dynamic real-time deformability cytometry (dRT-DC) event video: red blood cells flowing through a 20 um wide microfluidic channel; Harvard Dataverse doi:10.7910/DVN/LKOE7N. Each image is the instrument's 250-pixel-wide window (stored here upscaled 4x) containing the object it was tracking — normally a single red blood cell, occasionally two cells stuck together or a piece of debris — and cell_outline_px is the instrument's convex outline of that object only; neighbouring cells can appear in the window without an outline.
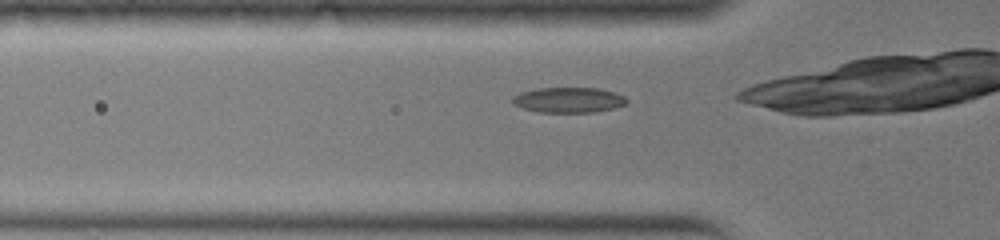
{"species": "common noctule bat (a hibernating species)", "species_latin": "Nyctalus noctula", "temperature_condition": "warm", "stored_images_in_passage": 23, "camera_frame_rate_fps": 3000, "um_per_image_px": 0.085, "animal": {"sex": "female", "body_mass_g": 19.0, "forearm_length_mm": 51.5}, "frame": {"image": 1, "passage_image": 5, "time_ms": 1.333, "image_size_px": [1000, 240], "cell_outline_px": [[628, 100], [624, 104], [612, 108], [592, 112], [536, 112], [512, 104], [512, 96], [520, 92], [536, 88], [600, 88], [624, 96]], "centroid_in_image_um": [48.27, 8.49], "position_along_channel_um": 77.5, "area_um2": 16.76}}
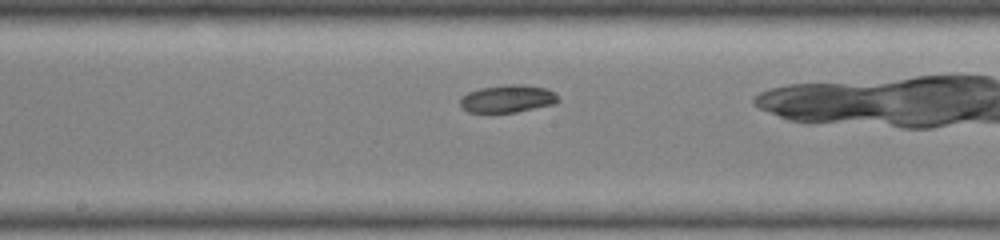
{"frame": {"image": 2, "passage_image": 12, "time_ms": 3.667, "image_size_px": [1000, 240], "cell_outline_px": [[560, 100], [552, 104], [516, 112], [468, 112], [460, 108], [460, 100], [468, 92], [480, 88], [504, 84], [520, 84], [548, 88], [556, 92]], "centroid_in_image_um": [43.15, 8.38], "position_along_channel_um": 205.0, "area_um2": 15.84}}
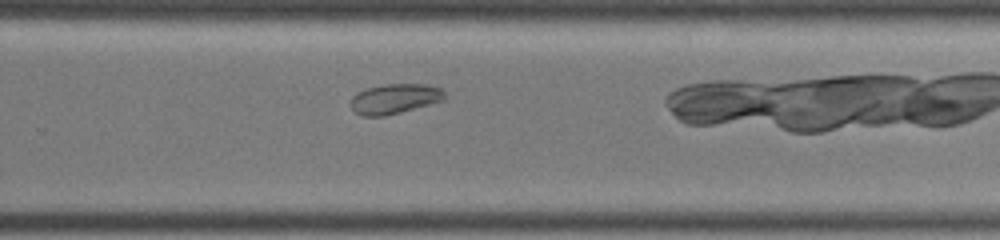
{"frame": {"image": 3, "passage_image": 17, "time_ms": 5.333, "image_size_px": [1000, 240], "cell_outline_px": [[444, 100], [400, 112], [384, 116], [360, 116], [352, 112], [348, 104], [352, 96], [356, 92], [368, 88], [384, 84], [424, 84], [440, 88], [444, 92]], "centroid_in_image_um": [33.45, 8.41], "position_along_channel_um": 296.4, "area_um2": 16.53}}